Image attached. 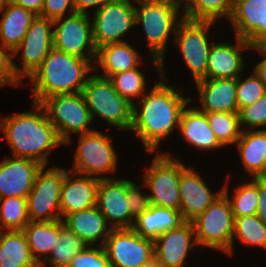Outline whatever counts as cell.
Wrapping results in <instances>:
<instances>
[{
    "label": "cell",
    "instance_id": "cell-1",
    "mask_svg": "<svg viewBox=\"0 0 266 267\" xmlns=\"http://www.w3.org/2000/svg\"><path fill=\"white\" fill-rule=\"evenodd\" d=\"M160 79L151 91L137 100L139 106L133 105L130 132L139 136L149 153H154L162 138L164 140L179 127L181 114L192 101L181 95L174 85H169L165 74H161Z\"/></svg>",
    "mask_w": 266,
    "mask_h": 267
},
{
    "label": "cell",
    "instance_id": "cell-2",
    "mask_svg": "<svg viewBox=\"0 0 266 267\" xmlns=\"http://www.w3.org/2000/svg\"><path fill=\"white\" fill-rule=\"evenodd\" d=\"M32 107L33 111L0 118V132L12 150V157L32 159L47 166L50 152L64 143L43 107L36 102Z\"/></svg>",
    "mask_w": 266,
    "mask_h": 267
},
{
    "label": "cell",
    "instance_id": "cell-3",
    "mask_svg": "<svg viewBox=\"0 0 266 267\" xmlns=\"http://www.w3.org/2000/svg\"><path fill=\"white\" fill-rule=\"evenodd\" d=\"M95 69L90 61L53 47L29 77L32 84V102L40 103L44 98L56 94L82 92Z\"/></svg>",
    "mask_w": 266,
    "mask_h": 267
},
{
    "label": "cell",
    "instance_id": "cell-4",
    "mask_svg": "<svg viewBox=\"0 0 266 267\" xmlns=\"http://www.w3.org/2000/svg\"><path fill=\"white\" fill-rule=\"evenodd\" d=\"M136 25L143 27L151 60L159 76L166 71L165 54L168 39L176 34L179 23L184 19L181 0H135ZM181 11V12H180Z\"/></svg>",
    "mask_w": 266,
    "mask_h": 267
},
{
    "label": "cell",
    "instance_id": "cell-5",
    "mask_svg": "<svg viewBox=\"0 0 266 267\" xmlns=\"http://www.w3.org/2000/svg\"><path fill=\"white\" fill-rule=\"evenodd\" d=\"M82 94L92 120L97 115L108 125L120 130H130L133 105L119 95L109 79L92 73L83 87Z\"/></svg>",
    "mask_w": 266,
    "mask_h": 267
},
{
    "label": "cell",
    "instance_id": "cell-6",
    "mask_svg": "<svg viewBox=\"0 0 266 267\" xmlns=\"http://www.w3.org/2000/svg\"><path fill=\"white\" fill-rule=\"evenodd\" d=\"M39 104L64 145L72 143L71 135L75 133L80 135L95 130L89 127L93 120L82 92L52 95Z\"/></svg>",
    "mask_w": 266,
    "mask_h": 267
},
{
    "label": "cell",
    "instance_id": "cell-7",
    "mask_svg": "<svg viewBox=\"0 0 266 267\" xmlns=\"http://www.w3.org/2000/svg\"><path fill=\"white\" fill-rule=\"evenodd\" d=\"M78 136L79 143L74 155V164L69 171L74 176L85 175L99 179L111 178L102 174H112L117 170L119 157L113 147L112 138L99 130Z\"/></svg>",
    "mask_w": 266,
    "mask_h": 267
},
{
    "label": "cell",
    "instance_id": "cell-8",
    "mask_svg": "<svg viewBox=\"0 0 266 267\" xmlns=\"http://www.w3.org/2000/svg\"><path fill=\"white\" fill-rule=\"evenodd\" d=\"M146 173L142 185L151 191L148 194L150 204L158 207L180 208L179 178L187 167L181 160L169 152H157Z\"/></svg>",
    "mask_w": 266,
    "mask_h": 267
},
{
    "label": "cell",
    "instance_id": "cell-9",
    "mask_svg": "<svg viewBox=\"0 0 266 267\" xmlns=\"http://www.w3.org/2000/svg\"><path fill=\"white\" fill-rule=\"evenodd\" d=\"M191 222L198 247L202 245L225 254L232 248L234 216L224 193Z\"/></svg>",
    "mask_w": 266,
    "mask_h": 267
},
{
    "label": "cell",
    "instance_id": "cell-10",
    "mask_svg": "<svg viewBox=\"0 0 266 267\" xmlns=\"http://www.w3.org/2000/svg\"><path fill=\"white\" fill-rule=\"evenodd\" d=\"M213 21L189 20L184 18L178 25L174 44L179 49L193 81L207 79V65L213 42H209V32Z\"/></svg>",
    "mask_w": 266,
    "mask_h": 267
},
{
    "label": "cell",
    "instance_id": "cell-11",
    "mask_svg": "<svg viewBox=\"0 0 266 267\" xmlns=\"http://www.w3.org/2000/svg\"><path fill=\"white\" fill-rule=\"evenodd\" d=\"M46 167L42 166L38 171L34 186L26 198L31 222L61 220L59 202L65 168L53 166L46 169Z\"/></svg>",
    "mask_w": 266,
    "mask_h": 267
},
{
    "label": "cell",
    "instance_id": "cell-12",
    "mask_svg": "<svg viewBox=\"0 0 266 267\" xmlns=\"http://www.w3.org/2000/svg\"><path fill=\"white\" fill-rule=\"evenodd\" d=\"M53 28L55 49L95 64L97 48L93 41L92 21L89 14L74 13L56 19Z\"/></svg>",
    "mask_w": 266,
    "mask_h": 267
},
{
    "label": "cell",
    "instance_id": "cell-13",
    "mask_svg": "<svg viewBox=\"0 0 266 267\" xmlns=\"http://www.w3.org/2000/svg\"><path fill=\"white\" fill-rule=\"evenodd\" d=\"M135 0H111L94 11L93 41L96 48L109 43H122L124 36L136 26Z\"/></svg>",
    "mask_w": 266,
    "mask_h": 267
},
{
    "label": "cell",
    "instance_id": "cell-14",
    "mask_svg": "<svg viewBox=\"0 0 266 267\" xmlns=\"http://www.w3.org/2000/svg\"><path fill=\"white\" fill-rule=\"evenodd\" d=\"M53 27L54 20L36 16L22 42L11 53L12 70L20 82L35 72L53 48ZM19 51L22 53L21 66L14 63V57L19 55Z\"/></svg>",
    "mask_w": 266,
    "mask_h": 267
},
{
    "label": "cell",
    "instance_id": "cell-15",
    "mask_svg": "<svg viewBox=\"0 0 266 267\" xmlns=\"http://www.w3.org/2000/svg\"><path fill=\"white\" fill-rule=\"evenodd\" d=\"M104 248L111 267H141L154 256V241L132 228L111 229Z\"/></svg>",
    "mask_w": 266,
    "mask_h": 267
},
{
    "label": "cell",
    "instance_id": "cell-16",
    "mask_svg": "<svg viewBox=\"0 0 266 267\" xmlns=\"http://www.w3.org/2000/svg\"><path fill=\"white\" fill-rule=\"evenodd\" d=\"M128 204L127 179H100L96 207L112 229L133 227L135 218L130 214Z\"/></svg>",
    "mask_w": 266,
    "mask_h": 267
},
{
    "label": "cell",
    "instance_id": "cell-17",
    "mask_svg": "<svg viewBox=\"0 0 266 267\" xmlns=\"http://www.w3.org/2000/svg\"><path fill=\"white\" fill-rule=\"evenodd\" d=\"M205 180L192 167H186L179 178L180 208L184 221L191 222L223 194V188L213 193Z\"/></svg>",
    "mask_w": 266,
    "mask_h": 267
},
{
    "label": "cell",
    "instance_id": "cell-18",
    "mask_svg": "<svg viewBox=\"0 0 266 267\" xmlns=\"http://www.w3.org/2000/svg\"><path fill=\"white\" fill-rule=\"evenodd\" d=\"M42 166L32 159L6 157L0 162V199L27 198Z\"/></svg>",
    "mask_w": 266,
    "mask_h": 267
},
{
    "label": "cell",
    "instance_id": "cell-19",
    "mask_svg": "<svg viewBox=\"0 0 266 267\" xmlns=\"http://www.w3.org/2000/svg\"><path fill=\"white\" fill-rule=\"evenodd\" d=\"M195 246L198 244L193 224L185 221L154 240V256L164 267H183L187 255Z\"/></svg>",
    "mask_w": 266,
    "mask_h": 267
},
{
    "label": "cell",
    "instance_id": "cell-20",
    "mask_svg": "<svg viewBox=\"0 0 266 267\" xmlns=\"http://www.w3.org/2000/svg\"><path fill=\"white\" fill-rule=\"evenodd\" d=\"M236 44L213 42L207 65V79H237L245 69L243 50H250L247 40L235 36Z\"/></svg>",
    "mask_w": 266,
    "mask_h": 267
},
{
    "label": "cell",
    "instance_id": "cell-21",
    "mask_svg": "<svg viewBox=\"0 0 266 267\" xmlns=\"http://www.w3.org/2000/svg\"><path fill=\"white\" fill-rule=\"evenodd\" d=\"M65 169V177L60 193L61 220L68 214L96 206L99 178L77 175Z\"/></svg>",
    "mask_w": 266,
    "mask_h": 267
},
{
    "label": "cell",
    "instance_id": "cell-22",
    "mask_svg": "<svg viewBox=\"0 0 266 267\" xmlns=\"http://www.w3.org/2000/svg\"><path fill=\"white\" fill-rule=\"evenodd\" d=\"M200 106L196 107L206 113H238L236 99V79H202L195 82Z\"/></svg>",
    "mask_w": 266,
    "mask_h": 267
},
{
    "label": "cell",
    "instance_id": "cell-23",
    "mask_svg": "<svg viewBox=\"0 0 266 267\" xmlns=\"http://www.w3.org/2000/svg\"><path fill=\"white\" fill-rule=\"evenodd\" d=\"M62 222L90 246H95L99 239V246H104L112 229L96 206L68 214L62 219Z\"/></svg>",
    "mask_w": 266,
    "mask_h": 267
},
{
    "label": "cell",
    "instance_id": "cell-24",
    "mask_svg": "<svg viewBox=\"0 0 266 267\" xmlns=\"http://www.w3.org/2000/svg\"><path fill=\"white\" fill-rule=\"evenodd\" d=\"M128 42L109 43L97 49L95 65L103 72L97 74L98 76L109 79L114 74L142 65L140 52Z\"/></svg>",
    "mask_w": 266,
    "mask_h": 267
},
{
    "label": "cell",
    "instance_id": "cell-25",
    "mask_svg": "<svg viewBox=\"0 0 266 267\" xmlns=\"http://www.w3.org/2000/svg\"><path fill=\"white\" fill-rule=\"evenodd\" d=\"M184 139L198 150H214L224 147L210 128L207 115L196 107L184 108L178 127Z\"/></svg>",
    "mask_w": 266,
    "mask_h": 267
},
{
    "label": "cell",
    "instance_id": "cell-26",
    "mask_svg": "<svg viewBox=\"0 0 266 267\" xmlns=\"http://www.w3.org/2000/svg\"><path fill=\"white\" fill-rule=\"evenodd\" d=\"M0 14V45L12 53L22 42L36 15L11 2L0 9Z\"/></svg>",
    "mask_w": 266,
    "mask_h": 267
},
{
    "label": "cell",
    "instance_id": "cell-27",
    "mask_svg": "<svg viewBox=\"0 0 266 267\" xmlns=\"http://www.w3.org/2000/svg\"><path fill=\"white\" fill-rule=\"evenodd\" d=\"M185 221L179 210L150 205L134 221L132 229L144 238L155 240L158 236L178 228Z\"/></svg>",
    "mask_w": 266,
    "mask_h": 267
},
{
    "label": "cell",
    "instance_id": "cell-28",
    "mask_svg": "<svg viewBox=\"0 0 266 267\" xmlns=\"http://www.w3.org/2000/svg\"><path fill=\"white\" fill-rule=\"evenodd\" d=\"M235 145L245 172L257 178L266 162V130L242 131Z\"/></svg>",
    "mask_w": 266,
    "mask_h": 267
},
{
    "label": "cell",
    "instance_id": "cell-29",
    "mask_svg": "<svg viewBox=\"0 0 266 267\" xmlns=\"http://www.w3.org/2000/svg\"><path fill=\"white\" fill-rule=\"evenodd\" d=\"M266 0H235L229 22L235 35L247 40L259 27H265Z\"/></svg>",
    "mask_w": 266,
    "mask_h": 267
},
{
    "label": "cell",
    "instance_id": "cell-30",
    "mask_svg": "<svg viewBox=\"0 0 266 267\" xmlns=\"http://www.w3.org/2000/svg\"><path fill=\"white\" fill-rule=\"evenodd\" d=\"M0 267H40L22 230L2 231Z\"/></svg>",
    "mask_w": 266,
    "mask_h": 267
},
{
    "label": "cell",
    "instance_id": "cell-31",
    "mask_svg": "<svg viewBox=\"0 0 266 267\" xmlns=\"http://www.w3.org/2000/svg\"><path fill=\"white\" fill-rule=\"evenodd\" d=\"M36 262L41 265L60 237V220L29 222L22 230Z\"/></svg>",
    "mask_w": 266,
    "mask_h": 267
},
{
    "label": "cell",
    "instance_id": "cell-32",
    "mask_svg": "<svg viewBox=\"0 0 266 267\" xmlns=\"http://www.w3.org/2000/svg\"><path fill=\"white\" fill-rule=\"evenodd\" d=\"M184 18L213 21L230 18L235 0H181Z\"/></svg>",
    "mask_w": 266,
    "mask_h": 267
},
{
    "label": "cell",
    "instance_id": "cell-33",
    "mask_svg": "<svg viewBox=\"0 0 266 267\" xmlns=\"http://www.w3.org/2000/svg\"><path fill=\"white\" fill-rule=\"evenodd\" d=\"M86 246L87 244L60 220V237L40 267H46V263H49L52 267H67L75 255L81 252Z\"/></svg>",
    "mask_w": 266,
    "mask_h": 267
},
{
    "label": "cell",
    "instance_id": "cell-34",
    "mask_svg": "<svg viewBox=\"0 0 266 267\" xmlns=\"http://www.w3.org/2000/svg\"><path fill=\"white\" fill-rule=\"evenodd\" d=\"M234 240L243 245H253L266 250V225L257 215L234 217L232 248L226 255L233 254Z\"/></svg>",
    "mask_w": 266,
    "mask_h": 267
},
{
    "label": "cell",
    "instance_id": "cell-35",
    "mask_svg": "<svg viewBox=\"0 0 266 267\" xmlns=\"http://www.w3.org/2000/svg\"><path fill=\"white\" fill-rule=\"evenodd\" d=\"M230 174L227 177V182L223 186V193L228 197L231 204L234 217H242L248 215H256L258 207V178H252L251 182L239 184L234 190V196L229 197L228 182Z\"/></svg>",
    "mask_w": 266,
    "mask_h": 267
},
{
    "label": "cell",
    "instance_id": "cell-36",
    "mask_svg": "<svg viewBox=\"0 0 266 267\" xmlns=\"http://www.w3.org/2000/svg\"><path fill=\"white\" fill-rule=\"evenodd\" d=\"M29 222L26 198L0 199V229L2 231L23 230Z\"/></svg>",
    "mask_w": 266,
    "mask_h": 267
},
{
    "label": "cell",
    "instance_id": "cell-37",
    "mask_svg": "<svg viewBox=\"0 0 266 267\" xmlns=\"http://www.w3.org/2000/svg\"><path fill=\"white\" fill-rule=\"evenodd\" d=\"M210 128L218 141L225 147L235 145L241 136L242 130L238 113L212 112L206 113Z\"/></svg>",
    "mask_w": 266,
    "mask_h": 267
},
{
    "label": "cell",
    "instance_id": "cell-38",
    "mask_svg": "<svg viewBox=\"0 0 266 267\" xmlns=\"http://www.w3.org/2000/svg\"><path fill=\"white\" fill-rule=\"evenodd\" d=\"M109 80L119 95L124 97L132 105L136 103L133 99L137 97L141 98L147 91L146 79L139 66L122 73L114 74Z\"/></svg>",
    "mask_w": 266,
    "mask_h": 267
},
{
    "label": "cell",
    "instance_id": "cell-39",
    "mask_svg": "<svg viewBox=\"0 0 266 267\" xmlns=\"http://www.w3.org/2000/svg\"><path fill=\"white\" fill-rule=\"evenodd\" d=\"M240 75L236 79V99L238 111L251 105L266 93V87L259 77L252 71L251 75L245 79Z\"/></svg>",
    "mask_w": 266,
    "mask_h": 267
},
{
    "label": "cell",
    "instance_id": "cell-40",
    "mask_svg": "<svg viewBox=\"0 0 266 267\" xmlns=\"http://www.w3.org/2000/svg\"><path fill=\"white\" fill-rule=\"evenodd\" d=\"M238 117L242 131L256 130L255 127L266 130V93L251 105L241 108Z\"/></svg>",
    "mask_w": 266,
    "mask_h": 267
},
{
    "label": "cell",
    "instance_id": "cell-41",
    "mask_svg": "<svg viewBox=\"0 0 266 267\" xmlns=\"http://www.w3.org/2000/svg\"><path fill=\"white\" fill-rule=\"evenodd\" d=\"M67 267H111L104 246L87 245Z\"/></svg>",
    "mask_w": 266,
    "mask_h": 267
},
{
    "label": "cell",
    "instance_id": "cell-42",
    "mask_svg": "<svg viewBox=\"0 0 266 267\" xmlns=\"http://www.w3.org/2000/svg\"><path fill=\"white\" fill-rule=\"evenodd\" d=\"M136 182L127 179V200L129 202L130 214L136 219L150 207V200L147 194L142 193Z\"/></svg>",
    "mask_w": 266,
    "mask_h": 267
},
{
    "label": "cell",
    "instance_id": "cell-43",
    "mask_svg": "<svg viewBox=\"0 0 266 267\" xmlns=\"http://www.w3.org/2000/svg\"><path fill=\"white\" fill-rule=\"evenodd\" d=\"M68 13L72 15L75 12L73 0H44L41 17L56 20L62 18Z\"/></svg>",
    "mask_w": 266,
    "mask_h": 267
},
{
    "label": "cell",
    "instance_id": "cell-44",
    "mask_svg": "<svg viewBox=\"0 0 266 267\" xmlns=\"http://www.w3.org/2000/svg\"><path fill=\"white\" fill-rule=\"evenodd\" d=\"M12 70V55L7 49L0 45V87L6 85H21Z\"/></svg>",
    "mask_w": 266,
    "mask_h": 267
},
{
    "label": "cell",
    "instance_id": "cell-45",
    "mask_svg": "<svg viewBox=\"0 0 266 267\" xmlns=\"http://www.w3.org/2000/svg\"><path fill=\"white\" fill-rule=\"evenodd\" d=\"M252 50L258 52L260 56H264V58L257 62L256 66L253 68V72L259 77L260 81L266 87V45H259L251 47Z\"/></svg>",
    "mask_w": 266,
    "mask_h": 267
},
{
    "label": "cell",
    "instance_id": "cell-46",
    "mask_svg": "<svg viewBox=\"0 0 266 267\" xmlns=\"http://www.w3.org/2000/svg\"><path fill=\"white\" fill-rule=\"evenodd\" d=\"M258 218L266 225V182L258 179Z\"/></svg>",
    "mask_w": 266,
    "mask_h": 267
},
{
    "label": "cell",
    "instance_id": "cell-47",
    "mask_svg": "<svg viewBox=\"0 0 266 267\" xmlns=\"http://www.w3.org/2000/svg\"><path fill=\"white\" fill-rule=\"evenodd\" d=\"M109 1L111 0H73V5L76 13L89 14L88 8H95L94 10L96 11Z\"/></svg>",
    "mask_w": 266,
    "mask_h": 267
},
{
    "label": "cell",
    "instance_id": "cell-48",
    "mask_svg": "<svg viewBox=\"0 0 266 267\" xmlns=\"http://www.w3.org/2000/svg\"><path fill=\"white\" fill-rule=\"evenodd\" d=\"M11 3L22 6L26 10L34 13L36 16H40L44 5V0H11Z\"/></svg>",
    "mask_w": 266,
    "mask_h": 267
},
{
    "label": "cell",
    "instance_id": "cell-49",
    "mask_svg": "<svg viewBox=\"0 0 266 267\" xmlns=\"http://www.w3.org/2000/svg\"><path fill=\"white\" fill-rule=\"evenodd\" d=\"M251 47L266 45V14H265V27H259L248 39Z\"/></svg>",
    "mask_w": 266,
    "mask_h": 267
},
{
    "label": "cell",
    "instance_id": "cell-50",
    "mask_svg": "<svg viewBox=\"0 0 266 267\" xmlns=\"http://www.w3.org/2000/svg\"><path fill=\"white\" fill-rule=\"evenodd\" d=\"M141 267H164L155 256H153L148 262L144 263Z\"/></svg>",
    "mask_w": 266,
    "mask_h": 267
},
{
    "label": "cell",
    "instance_id": "cell-51",
    "mask_svg": "<svg viewBox=\"0 0 266 267\" xmlns=\"http://www.w3.org/2000/svg\"><path fill=\"white\" fill-rule=\"evenodd\" d=\"M257 178L266 182V162H265V165H264V168H263L261 174Z\"/></svg>",
    "mask_w": 266,
    "mask_h": 267
},
{
    "label": "cell",
    "instance_id": "cell-52",
    "mask_svg": "<svg viewBox=\"0 0 266 267\" xmlns=\"http://www.w3.org/2000/svg\"><path fill=\"white\" fill-rule=\"evenodd\" d=\"M10 2L11 0H0V9L4 8Z\"/></svg>",
    "mask_w": 266,
    "mask_h": 267
},
{
    "label": "cell",
    "instance_id": "cell-53",
    "mask_svg": "<svg viewBox=\"0 0 266 267\" xmlns=\"http://www.w3.org/2000/svg\"><path fill=\"white\" fill-rule=\"evenodd\" d=\"M2 230L0 229V240H1Z\"/></svg>",
    "mask_w": 266,
    "mask_h": 267
}]
</instances>
